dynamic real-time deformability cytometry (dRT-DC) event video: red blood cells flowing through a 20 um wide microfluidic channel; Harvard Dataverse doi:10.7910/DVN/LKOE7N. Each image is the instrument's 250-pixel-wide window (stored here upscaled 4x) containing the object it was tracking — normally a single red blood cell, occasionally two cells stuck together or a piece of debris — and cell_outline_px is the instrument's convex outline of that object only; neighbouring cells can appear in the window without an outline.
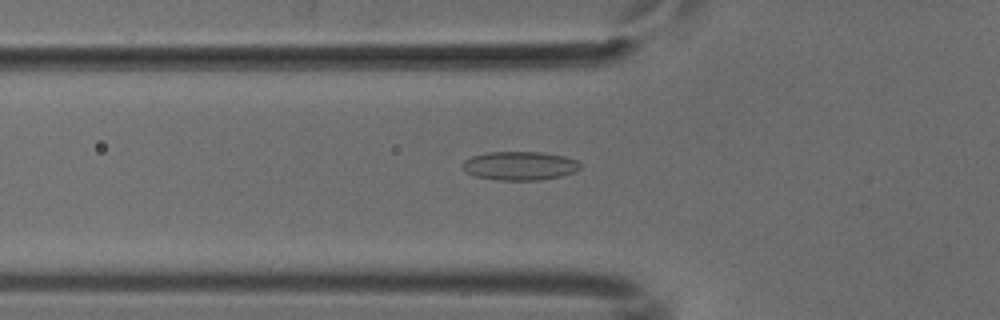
{"species": "common noctule bat (a hibernating species)", "species_latin": "Nyctalus noctula", "temperature_condition": "cold", "stored_images_in_passage": 52, "camera_frame_rate_fps": 3000, "um_per_image_px": 0.085, "animal": {"sex": "male", "body_mass_g": 18.8}, "frame": {"image": 1, "passage_image": 18, "time_ms": 5.667, "image_size_px": [1000, 320], "cell_outline_px": [[580, 168], [576, 172], [560, 176], [540, 180], [500, 180], [476, 176], [468, 172], [464, 168], [464, 160], [472, 156], [488, 152], [540, 152], [564, 156], [576, 160], [580, 164]], "centroid_in_image_um": [44.22, 14.09], "position_along_channel_um": 81.6, "area_um2": 19.48}}
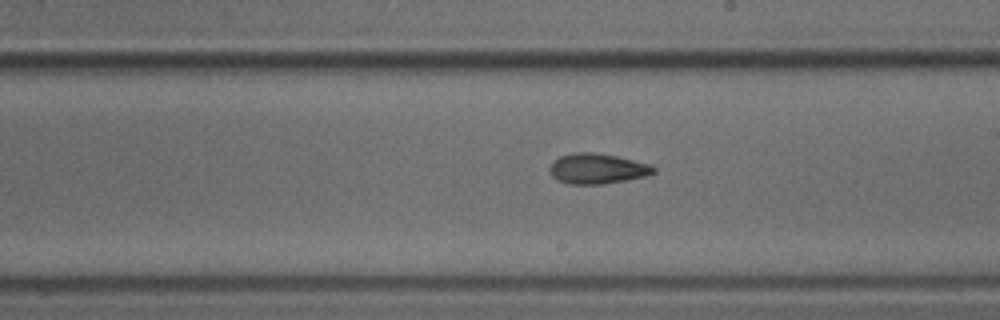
{"frame": {"image": 2, "passage_image": 30, "time_ms": 9.667, "image_size_px": [1000, 320], "cell_outline_px": [[656, 172], [644, 176], [604, 184], [568, 184], [556, 180], [552, 176], [548, 168], [560, 156], [576, 152], [592, 152], [616, 156], [652, 164], [656, 168]], "centroid_in_image_um": [50.77, 14.34], "position_along_channel_um": 238.2, "area_um2": 18.32}}
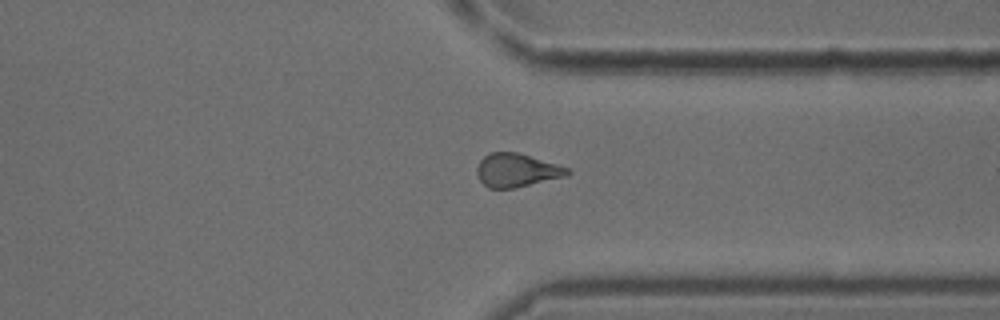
{"frame": {"image": 3, "passage_image": 40, "time_ms": 13.0, "image_size_px": [1000, 320], "cell_outline_px": [[572, 172], [568, 176], [512, 188], [488, 188], [480, 180], [476, 172], [476, 168], [480, 160], [488, 152], [516, 152], [556, 164], [568, 168]], "centroid_in_image_um": [43.9, 14.47], "position_along_channel_um": 367.5, "area_um2": 17.51}}